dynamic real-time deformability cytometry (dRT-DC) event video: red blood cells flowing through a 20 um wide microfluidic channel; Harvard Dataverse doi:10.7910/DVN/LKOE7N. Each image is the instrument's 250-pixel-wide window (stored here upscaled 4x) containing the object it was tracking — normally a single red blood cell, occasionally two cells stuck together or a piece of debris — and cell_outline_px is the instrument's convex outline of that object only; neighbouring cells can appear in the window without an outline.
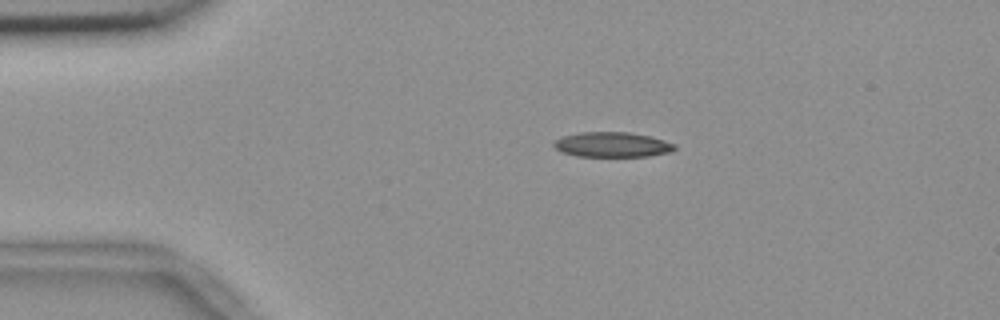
{"species": "common noctule bat (a hibernating species)", "species_latin": "Nyctalus noctula", "temperature_condition": "room temperature", "stored_images_in_passage": 4, "camera_frame_rate_fps": 3000, "um_per_image_px": 0.085, "animal": {"sex": "female", "body_mass_g": 18.4}, "frame": {"image": 1, "passage_image": 1, "time_ms": 0.0, "image_size_px": [1000, 320], "cell_outline_px": [[676, 148], [672, 152], [648, 156], [576, 156], [560, 152], [552, 144], [556, 140], [564, 136], [580, 132], [628, 132], [648, 136], [664, 140], [676, 144]], "centroid_in_image_um": [52.05, 12.3], "position_along_channel_um": 33.0, "area_um2": 17.57}}
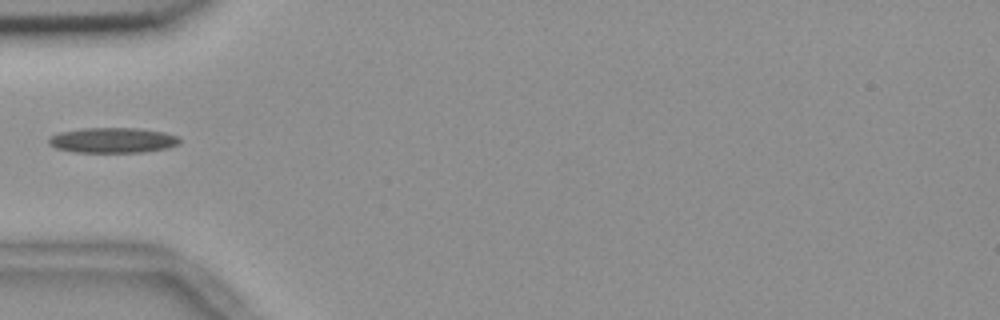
{"frame": {"image": 2, "passage_image": 3, "time_ms": 0.667, "image_size_px": [1000, 320], "cell_outline_px": [[180, 144], [168, 148], [144, 152], [76, 152], [56, 148], [48, 144], [48, 140], [52, 136], [60, 132], [80, 128], [136, 128], [164, 132], [176, 136], [180, 140]], "centroid_in_image_um": [9.59, 11.92], "position_along_channel_um": 75.4, "area_um2": 19.25}}